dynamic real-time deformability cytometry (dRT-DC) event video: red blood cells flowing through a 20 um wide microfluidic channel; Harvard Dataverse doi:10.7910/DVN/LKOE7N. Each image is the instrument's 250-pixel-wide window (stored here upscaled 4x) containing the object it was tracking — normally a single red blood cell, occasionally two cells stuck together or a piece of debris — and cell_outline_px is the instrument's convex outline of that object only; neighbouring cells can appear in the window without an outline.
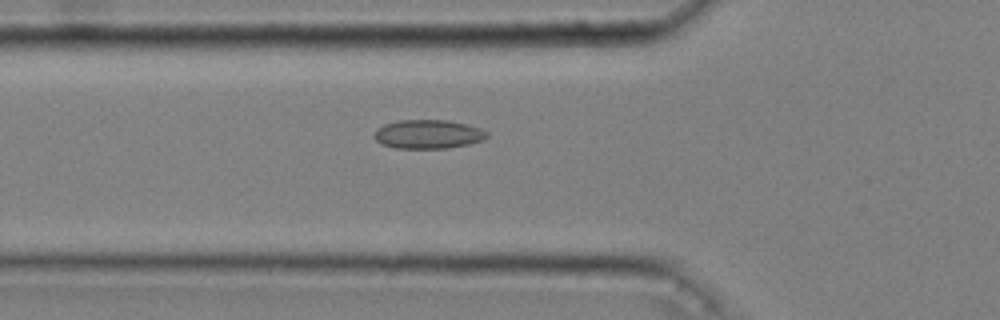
{"species": "common noctule bat (a hibernating species)", "species_latin": "Nyctalus noctula", "temperature_condition": "cold", "stored_images_in_passage": 48, "camera_frame_rate_fps": 3000, "um_per_image_px": 0.085, "animal": {"sex": "male", "body_mass_g": 20.4}, "frame": {"image": 1, "passage_image": 19, "time_ms": 6.0, "image_size_px": [1000, 320], "cell_outline_px": [[488, 136], [484, 140], [468, 144], [448, 148], [396, 148], [384, 144], [376, 140], [372, 136], [376, 128], [384, 124], [400, 120], [448, 120], [468, 124], [480, 128], [488, 132]], "centroid_in_image_um": [36.4, 11.4], "position_along_channel_um": 89.4, "area_um2": 19.07}}
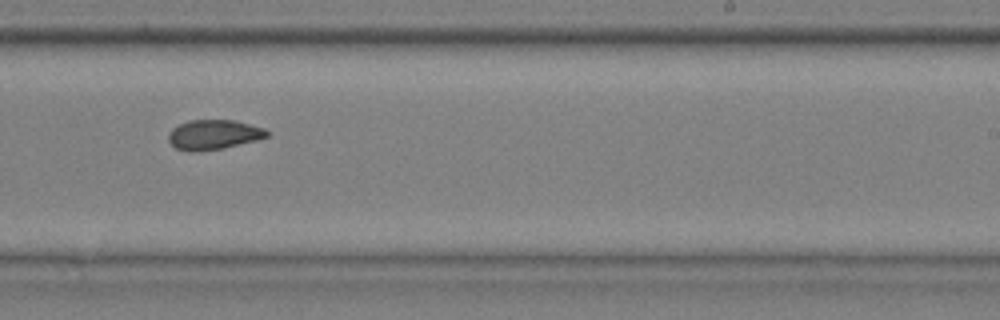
{"frame": {"image": 2, "passage_image": 34, "time_ms": 11.0, "image_size_px": [1000, 320], "cell_outline_px": [[268, 136], [256, 140], [224, 148], [192, 152], [188, 152], [176, 148], [168, 140], [168, 132], [172, 128], [188, 120], [236, 120], [264, 128], [268, 132]], "centroid_in_image_um": [18.13, 11.44], "position_along_channel_um": 270.9, "area_um2": 17.11}}
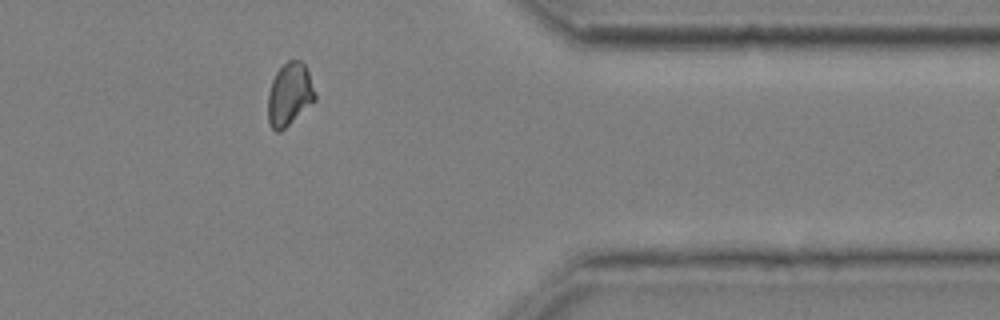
{"frame": {"image": 3, "passage_image": 45, "time_ms": 14.667, "image_size_px": [1000, 320], "cell_outline_px": [[316, 100], [280, 132], [276, 132], [268, 124], [268, 92], [272, 80], [276, 72], [288, 60], [300, 60], [304, 64], [308, 72], [316, 96]], "centroid_in_image_um": [24.59, 8.03], "position_along_channel_um": 386.8, "area_um2": 17.17}, "authors_computed_cell_mechanics": {"area_um2": 17.5134, "velocity_mm_per_s": 3.6254, "shape_relaxation_time_tau1_ms": null, "shape_relaxation_time_tau2_ms": 3.1932, "deformation_change_tau1": null, "deformation_change_tau2": 0.0703}}